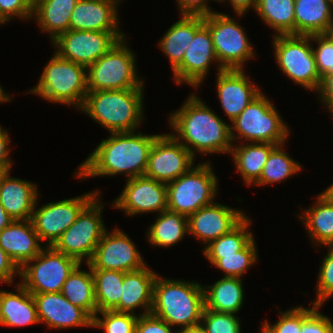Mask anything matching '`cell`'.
<instances>
[{
  "instance_id": "b9f144b4",
  "label": "cell",
  "mask_w": 333,
  "mask_h": 333,
  "mask_svg": "<svg viewBox=\"0 0 333 333\" xmlns=\"http://www.w3.org/2000/svg\"><path fill=\"white\" fill-rule=\"evenodd\" d=\"M239 320L235 314L204 308L201 323L208 333H241Z\"/></svg>"
},
{
  "instance_id": "d6986e66",
  "label": "cell",
  "mask_w": 333,
  "mask_h": 333,
  "mask_svg": "<svg viewBox=\"0 0 333 333\" xmlns=\"http://www.w3.org/2000/svg\"><path fill=\"white\" fill-rule=\"evenodd\" d=\"M246 216L241 210L212 203L188 217V233L206 245L229 233Z\"/></svg>"
},
{
  "instance_id": "3957f363",
  "label": "cell",
  "mask_w": 333,
  "mask_h": 333,
  "mask_svg": "<svg viewBox=\"0 0 333 333\" xmlns=\"http://www.w3.org/2000/svg\"><path fill=\"white\" fill-rule=\"evenodd\" d=\"M205 308L204 289L197 282L161 278L154 283L151 314L171 327L187 328L201 323Z\"/></svg>"
},
{
  "instance_id": "5bb4252c",
  "label": "cell",
  "mask_w": 333,
  "mask_h": 333,
  "mask_svg": "<svg viewBox=\"0 0 333 333\" xmlns=\"http://www.w3.org/2000/svg\"><path fill=\"white\" fill-rule=\"evenodd\" d=\"M97 194H100V191L96 190L81 197L48 203L38 209L35 205L31 221L40 241L45 240L48 243L47 246H53L62 233L75 222L81 210Z\"/></svg>"
},
{
  "instance_id": "603a6c76",
  "label": "cell",
  "mask_w": 333,
  "mask_h": 333,
  "mask_svg": "<svg viewBox=\"0 0 333 333\" xmlns=\"http://www.w3.org/2000/svg\"><path fill=\"white\" fill-rule=\"evenodd\" d=\"M39 243L31 219L13 220L0 231V246L19 268L42 251Z\"/></svg>"
},
{
  "instance_id": "6da1fadb",
  "label": "cell",
  "mask_w": 333,
  "mask_h": 333,
  "mask_svg": "<svg viewBox=\"0 0 333 333\" xmlns=\"http://www.w3.org/2000/svg\"><path fill=\"white\" fill-rule=\"evenodd\" d=\"M135 133H111L80 164L76 177H110L125 173L130 179L145 175L149 151L158 135Z\"/></svg>"
},
{
  "instance_id": "74e56055",
  "label": "cell",
  "mask_w": 333,
  "mask_h": 333,
  "mask_svg": "<svg viewBox=\"0 0 333 333\" xmlns=\"http://www.w3.org/2000/svg\"><path fill=\"white\" fill-rule=\"evenodd\" d=\"M251 221L246 216L229 233L217 238L205 246L204 255H237V252L243 250L253 239L252 232L248 228Z\"/></svg>"
},
{
  "instance_id": "7dc6e473",
  "label": "cell",
  "mask_w": 333,
  "mask_h": 333,
  "mask_svg": "<svg viewBox=\"0 0 333 333\" xmlns=\"http://www.w3.org/2000/svg\"><path fill=\"white\" fill-rule=\"evenodd\" d=\"M171 328L164 320L150 313L138 316L135 333H178V330L173 332Z\"/></svg>"
},
{
  "instance_id": "8992f818",
  "label": "cell",
  "mask_w": 333,
  "mask_h": 333,
  "mask_svg": "<svg viewBox=\"0 0 333 333\" xmlns=\"http://www.w3.org/2000/svg\"><path fill=\"white\" fill-rule=\"evenodd\" d=\"M230 123L232 142L239 139L242 143L245 139L251 143L281 145L290 133L273 103L262 92Z\"/></svg>"
},
{
  "instance_id": "7c38bea8",
  "label": "cell",
  "mask_w": 333,
  "mask_h": 333,
  "mask_svg": "<svg viewBox=\"0 0 333 333\" xmlns=\"http://www.w3.org/2000/svg\"><path fill=\"white\" fill-rule=\"evenodd\" d=\"M204 24L212 35L218 72L223 69H244L243 64L254 57V49L242 26L229 15L219 12L204 16Z\"/></svg>"
},
{
  "instance_id": "4fadbf2b",
  "label": "cell",
  "mask_w": 333,
  "mask_h": 333,
  "mask_svg": "<svg viewBox=\"0 0 333 333\" xmlns=\"http://www.w3.org/2000/svg\"><path fill=\"white\" fill-rule=\"evenodd\" d=\"M124 37V33L68 30L52 42L60 57L88 67Z\"/></svg>"
},
{
  "instance_id": "f5cc1de1",
  "label": "cell",
  "mask_w": 333,
  "mask_h": 333,
  "mask_svg": "<svg viewBox=\"0 0 333 333\" xmlns=\"http://www.w3.org/2000/svg\"><path fill=\"white\" fill-rule=\"evenodd\" d=\"M217 2H226L225 0H216ZM234 13L238 16L244 15L250 8L256 9L258 0H229Z\"/></svg>"
},
{
  "instance_id": "bcb514c9",
  "label": "cell",
  "mask_w": 333,
  "mask_h": 333,
  "mask_svg": "<svg viewBox=\"0 0 333 333\" xmlns=\"http://www.w3.org/2000/svg\"><path fill=\"white\" fill-rule=\"evenodd\" d=\"M318 308L319 306L302 321L301 333H333V323Z\"/></svg>"
},
{
  "instance_id": "f1b7e54d",
  "label": "cell",
  "mask_w": 333,
  "mask_h": 333,
  "mask_svg": "<svg viewBox=\"0 0 333 333\" xmlns=\"http://www.w3.org/2000/svg\"><path fill=\"white\" fill-rule=\"evenodd\" d=\"M78 0H34L33 14L43 32L54 41L70 30V18Z\"/></svg>"
},
{
  "instance_id": "44dd1931",
  "label": "cell",
  "mask_w": 333,
  "mask_h": 333,
  "mask_svg": "<svg viewBox=\"0 0 333 333\" xmlns=\"http://www.w3.org/2000/svg\"><path fill=\"white\" fill-rule=\"evenodd\" d=\"M246 76L243 69H223L217 72V96L231 122L261 93Z\"/></svg>"
},
{
  "instance_id": "e0dca14e",
  "label": "cell",
  "mask_w": 333,
  "mask_h": 333,
  "mask_svg": "<svg viewBox=\"0 0 333 333\" xmlns=\"http://www.w3.org/2000/svg\"><path fill=\"white\" fill-rule=\"evenodd\" d=\"M112 208L122 209L127 215L162 212L167 210L166 183L145 175L127 179Z\"/></svg>"
},
{
  "instance_id": "cb8c5ba5",
  "label": "cell",
  "mask_w": 333,
  "mask_h": 333,
  "mask_svg": "<svg viewBox=\"0 0 333 333\" xmlns=\"http://www.w3.org/2000/svg\"><path fill=\"white\" fill-rule=\"evenodd\" d=\"M156 278L157 274L147 266L137 271L124 273L119 312L135 314L134 310L142 307L144 312L141 315L150 314Z\"/></svg>"
},
{
  "instance_id": "f546056e",
  "label": "cell",
  "mask_w": 333,
  "mask_h": 333,
  "mask_svg": "<svg viewBox=\"0 0 333 333\" xmlns=\"http://www.w3.org/2000/svg\"><path fill=\"white\" fill-rule=\"evenodd\" d=\"M314 204L298 217L304 222L314 245L333 246V201L322 192Z\"/></svg>"
},
{
  "instance_id": "11a10c76",
  "label": "cell",
  "mask_w": 333,
  "mask_h": 333,
  "mask_svg": "<svg viewBox=\"0 0 333 333\" xmlns=\"http://www.w3.org/2000/svg\"><path fill=\"white\" fill-rule=\"evenodd\" d=\"M178 333H208L202 323L187 328L179 329Z\"/></svg>"
},
{
  "instance_id": "9c48e42d",
  "label": "cell",
  "mask_w": 333,
  "mask_h": 333,
  "mask_svg": "<svg viewBox=\"0 0 333 333\" xmlns=\"http://www.w3.org/2000/svg\"><path fill=\"white\" fill-rule=\"evenodd\" d=\"M275 60L281 71L307 90H319L322 78L317 71L311 36L275 35Z\"/></svg>"
},
{
  "instance_id": "680465c9",
  "label": "cell",
  "mask_w": 333,
  "mask_h": 333,
  "mask_svg": "<svg viewBox=\"0 0 333 333\" xmlns=\"http://www.w3.org/2000/svg\"><path fill=\"white\" fill-rule=\"evenodd\" d=\"M328 2H329L330 6L332 8L333 7V0H328Z\"/></svg>"
},
{
  "instance_id": "e575fe53",
  "label": "cell",
  "mask_w": 333,
  "mask_h": 333,
  "mask_svg": "<svg viewBox=\"0 0 333 333\" xmlns=\"http://www.w3.org/2000/svg\"><path fill=\"white\" fill-rule=\"evenodd\" d=\"M294 1L258 0L255 11L275 35H295Z\"/></svg>"
},
{
  "instance_id": "f6af8a7d",
  "label": "cell",
  "mask_w": 333,
  "mask_h": 333,
  "mask_svg": "<svg viewBox=\"0 0 333 333\" xmlns=\"http://www.w3.org/2000/svg\"><path fill=\"white\" fill-rule=\"evenodd\" d=\"M34 0H0V18L7 22L12 17L30 19Z\"/></svg>"
},
{
  "instance_id": "ba28073f",
  "label": "cell",
  "mask_w": 333,
  "mask_h": 333,
  "mask_svg": "<svg viewBox=\"0 0 333 333\" xmlns=\"http://www.w3.org/2000/svg\"><path fill=\"white\" fill-rule=\"evenodd\" d=\"M209 163H199L166 184L167 210L189 217L201 207L214 203L218 180Z\"/></svg>"
},
{
  "instance_id": "94428289",
  "label": "cell",
  "mask_w": 333,
  "mask_h": 333,
  "mask_svg": "<svg viewBox=\"0 0 333 333\" xmlns=\"http://www.w3.org/2000/svg\"><path fill=\"white\" fill-rule=\"evenodd\" d=\"M331 34H332V36H333V26H332V29H331V32H330Z\"/></svg>"
},
{
  "instance_id": "4dcf8cb0",
  "label": "cell",
  "mask_w": 333,
  "mask_h": 333,
  "mask_svg": "<svg viewBox=\"0 0 333 333\" xmlns=\"http://www.w3.org/2000/svg\"><path fill=\"white\" fill-rule=\"evenodd\" d=\"M241 278L223 277L213 285L203 286L205 309L235 314L242 307L244 290Z\"/></svg>"
},
{
  "instance_id": "91938a15",
  "label": "cell",
  "mask_w": 333,
  "mask_h": 333,
  "mask_svg": "<svg viewBox=\"0 0 333 333\" xmlns=\"http://www.w3.org/2000/svg\"><path fill=\"white\" fill-rule=\"evenodd\" d=\"M3 23H5V22L0 18V24H3Z\"/></svg>"
},
{
  "instance_id": "30bf717a",
  "label": "cell",
  "mask_w": 333,
  "mask_h": 333,
  "mask_svg": "<svg viewBox=\"0 0 333 333\" xmlns=\"http://www.w3.org/2000/svg\"><path fill=\"white\" fill-rule=\"evenodd\" d=\"M97 194L78 214L71 224L55 242L53 247L82 264L86 258L88 264L104 232L105 224L101 213L103 205ZM101 204V205H100Z\"/></svg>"
},
{
  "instance_id": "7bdbcfd3",
  "label": "cell",
  "mask_w": 333,
  "mask_h": 333,
  "mask_svg": "<svg viewBox=\"0 0 333 333\" xmlns=\"http://www.w3.org/2000/svg\"><path fill=\"white\" fill-rule=\"evenodd\" d=\"M311 41L318 44L313 49L317 71L323 78L326 74H333V36L331 33L311 35Z\"/></svg>"
},
{
  "instance_id": "8d00e7d4",
  "label": "cell",
  "mask_w": 333,
  "mask_h": 333,
  "mask_svg": "<svg viewBox=\"0 0 333 333\" xmlns=\"http://www.w3.org/2000/svg\"><path fill=\"white\" fill-rule=\"evenodd\" d=\"M283 147V148H282ZM284 144L277 145L269 154L268 159L264 165L262 174L259 180L255 183L257 185H268L281 182L297 174L302 167L299 162L289 157L284 150Z\"/></svg>"
},
{
  "instance_id": "5b68a950",
  "label": "cell",
  "mask_w": 333,
  "mask_h": 333,
  "mask_svg": "<svg viewBox=\"0 0 333 333\" xmlns=\"http://www.w3.org/2000/svg\"><path fill=\"white\" fill-rule=\"evenodd\" d=\"M29 92L56 104H74L80 110L88 93L87 67L55 52L45 65L38 84Z\"/></svg>"
},
{
  "instance_id": "9a60e30c",
  "label": "cell",
  "mask_w": 333,
  "mask_h": 333,
  "mask_svg": "<svg viewBox=\"0 0 333 333\" xmlns=\"http://www.w3.org/2000/svg\"><path fill=\"white\" fill-rule=\"evenodd\" d=\"M194 159L173 133L158 134L149 151L145 176L167 184L193 167Z\"/></svg>"
},
{
  "instance_id": "d6a6232c",
  "label": "cell",
  "mask_w": 333,
  "mask_h": 333,
  "mask_svg": "<svg viewBox=\"0 0 333 333\" xmlns=\"http://www.w3.org/2000/svg\"><path fill=\"white\" fill-rule=\"evenodd\" d=\"M89 272L81 271L79 263L64 282L61 293L73 305L83 309L92 319L97 314L94 278L89 264Z\"/></svg>"
},
{
  "instance_id": "1f68e13d",
  "label": "cell",
  "mask_w": 333,
  "mask_h": 333,
  "mask_svg": "<svg viewBox=\"0 0 333 333\" xmlns=\"http://www.w3.org/2000/svg\"><path fill=\"white\" fill-rule=\"evenodd\" d=\"M276 146L272 143L249 142L233 145L230 153L246 185H253L259 180L268 156Z\"/></svg>"
},
{
  "instance_id": "f35d334b",
  "label": "cell",
  "mask_w": 333,
  "mask_h": 333,
  "mask_svg": "<svg viewBox=\"0 0 333 333\" xmlns=\"http://www.w3.org/2000/svg\"><path fill=\"white\" fill-rule=\"evenodd\" d=\"M254 239L237 255H205L214 266L222 270L224 277H238L245 273L257 261V249Z\"/></svg>"
},
{
  "instance_id": "816d5d0a",
  "label": "cell",
  "mask_w": 333,
  "mask_h": 333,
  "mask_svg": "<svg viewBox=\"0 0 333 333\" xmlns=\"http://www.w3.org/2000/svg\"><path fill=\"white\" fill-rule=\"evenodd\" d=\"M10 137L8 136V131L4 130L0 126V166H3L5 168H11L12 166V161L9 159L10 156Z\"/></svg>"
},
{
  "instance_id": "c3c4849f",
  "label": "cell",
  "mask_w": 333,
  "mask_h": 333,
  "mask_svg": "<svg viewBox=\"0 0 333 333\" xmlns=\"http://www.w3.org/2000/svg\"><path fill=\"white\" fill-rule=\"evenodd\" d=\"M177 2L182 15L206 16L214 12L206 3L208 0H177Z\"/></svg>"
},
{
  "instance_id": "db71d44e",
  "label": "cell",
  "mask_w": 333,
  "mask_h": 333,
  "mask_svg": "<svg viewBox=\"0 0 333 333\" xmlns=\"http://www.w3.org/2000/svg\"><path fill=\"white\" fill-rule=\"evenodd\" d=\"M13 219L5 211L2 204L0 203V231L5 227H8L12 223Z\"/></svg>"
},
{
  "instance_id": "83f0119b",
  "label": "cell",
  "mask_w": 333,
  "mask_h": 333,
  "mask_svg": "<svg viewBox=\"0 0 333 333\" xmlns=\"http://www.w3.org/2000/svg\"><path fill=\"white\" fill-rule=\"evenodd\" d=\"M17 292L0 291V325L10 327L40 323L33 295L20 283Z\"/></svg>"
},
{
  "instance_id": "d4e9b609",
  "label": "cell",
  "mask_w": 333,
  "mask_h": 333,
  "mask_svg": "<svg viewBox=\"0 0 333 333\" xmlns=\"http://www.w3.org/2000/svg\"><path fill=\"white\" fill-rule=\"evenodd\" d=\"M38 200L36 184L10 177L9 172L0 184V203L13 220L31 219Z\"/></svg>"
},
{
  "instance_id": "60d3db41",
  "label": "cell",
  "mask_w": 333,
  "mask_h": 333,
  "mask_svg": "<svg viewBox=\"0 0 333 333\" xmlns=\"http://www.w3.org/2000/svg\"><path fill=\"white\" fill-rule=\"evenodd\" d=\"M304 308L302 305L290 309V311L281 312L280 319L273 325L265 320L262 323L261 333H301L302 321L316 308Z\"/></svg>"
},
{
  "instance_id": "52a82bcc",
  "label": "cell",
  "mask_w": 333,
  "mask_h": 333,
  "mask_svg": "<svg viewBox=\"0 0 333 333\" xmlns=\"http://www.w3.org/2000/svg\"><path fill=\"white\" fill-rule=\"evenodd\" d=\"M124 39L87 67L88 92L143 88L144 81L136 72L135 53Z\"/></svg>"
},
{
  "instance_id": "8fae6325",
  "label": "cell",
  "mask_w": 333,
  "mask_h": 333,
  "mask_svg": "<svg viewBox=\"0 0 333 333\" xmlns=\"http://www.w3.org/2000/svg\"><path fill=\"white\" fill-rule=\"evenodd\" d=\"M78 264L53 246H45L20 268V284L31 294L61 292L64 282Z\"/></svg>"
},
{
  "instance_id": "9f6ffc18",
  "label": "cell",
  "mask_w": 333,
  "mask_h": 333,
  "mask_svg": "<svg viewBox=\"0 0 333 333\" xmlns=\"http://www.w3.org/2000/svg\"><path fill=\"white\" fill-rule=\"evenodd\" d=\"M7 101H11V98L9 95L5 94V91L3 92V89L0 86V103L7 102Z\"/></svg>"
},
{
  "instance_id": "d590c367",
  "label": "cell",
  "mask_w": 333,
  "mask_h": 333,
  "mask_svg": "<svg viewBox=\"0 0 333 333\" xmlns=\"http://www.w3.org/2000/svg\"><path fill=\"white\" fill-rule=\"evenodd\" d=\"M94 278L97 312H119L124 272L114 270H92Z\"/></svg>"
},
{
  "instance_id": "277c9868",
  "label": "cell",
  "mask_w": 333,
  "mask_h": 333,
  "mask_svg": "<svg viewBox=\"0 0 333 333\" xmlns=\"http://www.w3.org/2000/svg\"><path fill=\"white\" fill-rule=\"evenodd\" d=\"M143 88L88 92L80 110L110 133L134 132L143 119Z\"/></svg>"
},
{
  "instance_id": "6f0895ef",
  "label": "cell",
  "mask_w": 333,
  "mask_h": 333,
  "mask_svg": "<svg viewBox=\"0 0 333 333\" xmlns=\"http://www.w3.org/2000/svg\"><path fill=\"white\" fill-rule=\"evenodd\" d=\"M10 171V168H5L3 166H0V184L2 179L6 176V174Z\"/></svg>"
},
{
  "instance_id": "7a4b0ae2",
  "label": "cell",
  "mask_w": 333,
  "mask_h": 333,
  "mask_svg": "<svg viewBox=\"0 0 333 333\" xmlns=\"http://www.w3.org/2000/svg\"><path fill=\"white\" fill-rule=\"evenodd\" d=\"M169 125L177 132L173 136L194 158L195 151L230 153L233 147L230 125L195 94H191L179 110L170 113Z\"/></svg>"
},
{
  "instance_id": "ee69618b",
  "label": "cell",
  "mask_w": 333,
  "mask_h": 333,
  "mask_svg": "<svg viewBox=\"0 0 333 333\" xmlns=\"http://www.w3.org/2000/svg\"><path fill=\"white\" fill-rule=\"evenodd\" d=\"M327 255L322 259V264L319 268L317 281V297L313 302L316 306H322L325 300L333 296V246H328Z\"/></svg>"
},
{
  "instance_id": "7402d4cb",
  "label": "cell",
  "mask_w": 333,
  "mask_h": 333,
  "mask_svg": "<svg viewBox=\"0 0 333 333\" xmlns=\"http://www.w3.org/2000/svg\"><path fill=\"white\" fill-rule=\"evenodd\" d=\"M121 0H78L71 13L70 30L119 31L117 6Z\"/></svg>"
},
{
  "instance_id": "f907efd6",
  "label": "cell",
  "mask_w": 333,
  "mask_h": 333,
  "mask_svg": "<svg viewBox=\"0 0 333 333\" xmlns=\"http://www.w3.org/2000/svg\"><path fill=\"white\" fill-rule=\"evenodd\" d=\"M319 99L322 100L324 106H327L329 113L333 116V74H326L321 81L319 90Z\"/></svg>"
},
{
  "instance_id": "ab89813d",
  "label": "cell",
  "mask_w": 333,
  "mask_h": 333,
  "mask_svg": "<svg viewBox=\"0 0 333 333\" xmlns=\"http://www.w3.org/2000/svg\"><path fill=\"white\" fill-rule=\"evenodd\" d=\"M99 313L103 319L98 317ZM137 314L100 311L93 318L92 327L103 328L104 333H135Z\"/></svg>"
},
{
  "instance_id": "484cf974",
  "label": "cell",
  "mask_w": 333,
  "mask_h": 333,
  "mask_svg": "<svg viewBox=\"0 0 333 333\" xmlns=\"http://www.w3.org/2000/svg\"><path fill=\"white\" fill-rule=\"evenodd\" d=\"M295 35L330 33L333 10L328 0H295Z\"/></svg>"
},
{
  "instance_id": "836d02e7",
  "label": "cell",
  "mask_w": 333,
  "mask_h": 333,
  "mask_svg": "<svg viewBox=\"0 0 333 333\" xmlns=\"http://www.w3.org/2000/svg\"><path fill=\"white\" fill-rule=\"evenodd\" d=\"M148 242L158 247L175 245L188 233V217L169 210L162 211L149 226Z\"/></svg>"
},
{
  "instance_id": "ffe728a7",
  "label": "cell",
  "mask_w": 333,
  "mask_h": 333,
  "mask_svg": "<svg viewBox=\"0 0 333 333\" xmlns=\"http://www.w3.org/2000/svg\"><path fill=\"white\" fill-rule=\"evenodd\" d=\"M40 323L48 328L92 327L93 319L73 305L61 292L32 294Z\"/></svg>"
},
{
  "instance_id": "681fc988",
  "label": "cell",
  "mask_w": 333,
  "mask_h": 333,
  "mask_svg": "<svg viewBox=\"0 0 333 333\" xmlns=\"http://www.w3.org/2000/svg\"><path fill=\"white\" fill-rule=\"evenodd\" d=\"M16 274L20 276V268L0 246V282L10 284Z\"/></svg>"
},
{
  "instance_id": "ac0fdd59",
  "label": "cell",
  "mask_w": 333,
  "mask_h": 333,
  "mask_svg": "<svg viewBox=\"0 0 333 333\" xmlns=\"http://www.w3.org/2000/svg\"><path fill=\"white\" fill-rule=\"evenodd\" d=\"M212 61H218L209 28L204 24L194 35L182 63L173 71L176 84L182 82L199 87Z\"/></svg>"
},
{
  "instance_id": "4316f807",
  "label": "cell",
  "mask_w": 333,
  "mask_h": 333,
  "mask_svg": "<svg viewBox=\"0 0 333 333\" xmlns=\"http://www.w3.org/2000/svg\"><path fill=\"white\" fill-rule=\"evenodd\" d=\"M204 25V16L181 15L160 39L159 47L169 58L174 71L181 63L195 33Z\"/></svg>"
},
{
  "instance_id": "2e32d148",
  "label": "cell",
  "mask_w": 333,
  "mask_h": 333,
  "mask_svg": "<svg viewBox=\"0 0 333 333\" xmlns=\"http://www.w3.org/2000/svg\"><path fill=\"white\" fill-rule=\"evenodd\" d=\"M140 252L132 240L120 229L104 232L90 262L91 270L133 272L144 268Z\"/></svg>"
}]
</instances>
